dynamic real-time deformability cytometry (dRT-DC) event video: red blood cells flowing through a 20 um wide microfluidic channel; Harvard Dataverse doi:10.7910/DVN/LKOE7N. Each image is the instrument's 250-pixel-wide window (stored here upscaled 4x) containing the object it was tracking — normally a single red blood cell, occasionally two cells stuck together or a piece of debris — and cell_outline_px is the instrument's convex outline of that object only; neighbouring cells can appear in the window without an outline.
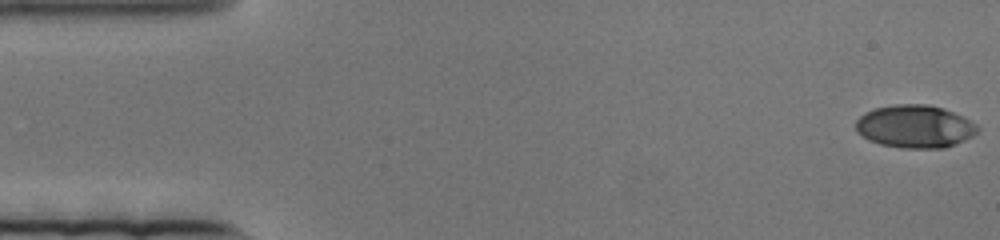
{"species": "human", "species_latin": "Homo sapiens", "temperature_condition": "cold", "stored_images_in_passage": 84, "camera_frame_rate_fps": 3000, "um_per_image_px": 0.085, "donor": {"sex": "female"}, "frame": {"image": 1, "passage_image": 1, "time_ms": 0.0, "image_size_px": [1000, 240], "cell_outline_px": [[980, 128], [972, 136], [964, 140], [944, 148], [904, 148], [880, 144], [868, 140], [856, 132], [856, 120], [864, 112], [872, 108], [896, 104], [928, 104], [944, 108], [964, 116], [976, 124]], "centroid_in_image_um": [77.75, 10.73], "position_along_channel_um": 7.3, "area_um2": 30.63}}
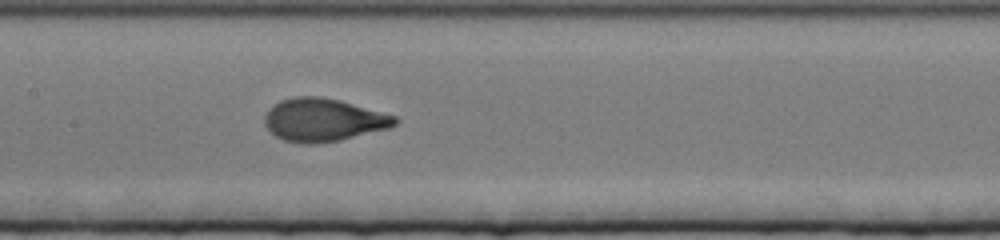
{"frame": {"image": 2, "passage_image": 39, "time_ms": 12.667, "image_size_px": [1000, 240], "cell_outline_px": [[400, 120], [396, 124], [388, 128], [340, 140], [312, 144], [304, 144], [284, 140], [276, 136], [264, 124], [264, 116], [268, 108], [280, 100], [292, 96], [320, 96], [340, 100], [396, 116]], "centroid_in_image_um": [27.46, 10.18], "position_along_channel_um": 179.9, "area_um2": 32.66}}
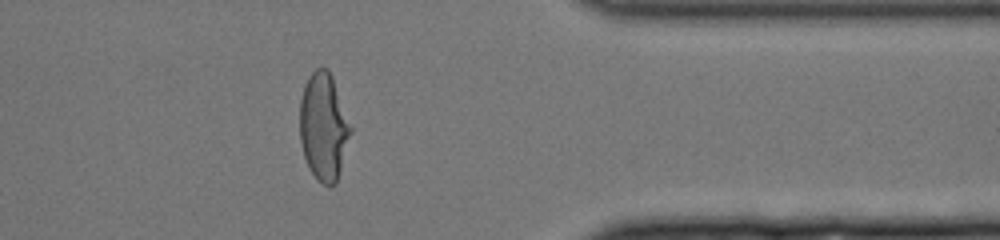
{"frame": {"image": 3, "passage_image": 67, "time_ms": 22.0, "image_size_px": [1000, 240], "cell_outline_px": [[352, 132], [340, 172], [336, 184], [324, 184], [316, 180], [308, 168], [304, 156], [300, 140], [300, 100], [304, 84], [308, 76], [316, 68], [328, 68], [332, 76], [352, 128]], "centroid_in_image_um": [27.5, 10.78], "position_along_channel_um": 383.9, "area_um2": 31.96}}